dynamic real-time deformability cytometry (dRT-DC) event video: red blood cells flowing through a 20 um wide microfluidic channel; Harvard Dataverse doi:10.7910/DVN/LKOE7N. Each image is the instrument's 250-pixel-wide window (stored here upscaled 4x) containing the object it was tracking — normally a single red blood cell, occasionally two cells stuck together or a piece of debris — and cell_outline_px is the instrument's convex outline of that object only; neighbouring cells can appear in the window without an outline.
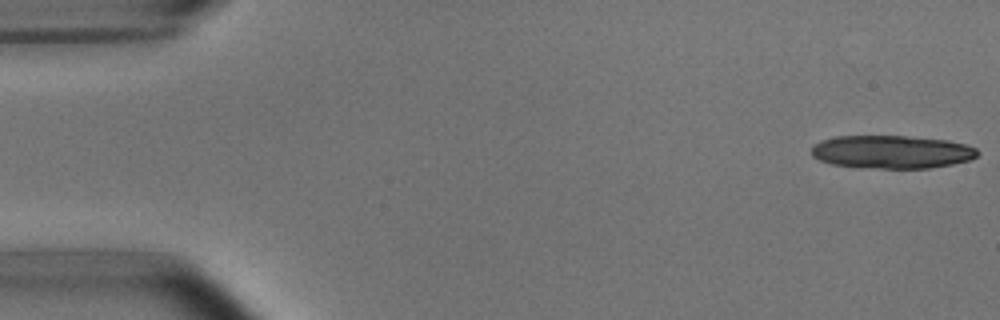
{"species": "common noctule bat (a hibernating species)", "species_latin": "Nyctalus noctula", "temperature_condition": "room temperature", "stored_images_in_passage": 15, "camera_frame_rate_fps": 3000, "um_per_image_px": 0.085, "animal": {"sex": "male", "body_mass_g": 15.6}, "frame": {"image": 1, "passage_image": 1, "time_ms": 0.0, "image_size_px": [1000, 320], "cell_outline_px": [[980, 152], [976, 156], [968, 160], [952, 164], [928, 168], [880, 168], [832, 164], [820, 160], [812, 156], [812, 148], [816, 144], [824, 140], [836, 136], [904, 136], [948, 140], [968, 144], [976, 148]], "centroid_in_image_um": [75.85, 12.9], "position_along_channel_um": 9.2, "area_um2": 31.73}}